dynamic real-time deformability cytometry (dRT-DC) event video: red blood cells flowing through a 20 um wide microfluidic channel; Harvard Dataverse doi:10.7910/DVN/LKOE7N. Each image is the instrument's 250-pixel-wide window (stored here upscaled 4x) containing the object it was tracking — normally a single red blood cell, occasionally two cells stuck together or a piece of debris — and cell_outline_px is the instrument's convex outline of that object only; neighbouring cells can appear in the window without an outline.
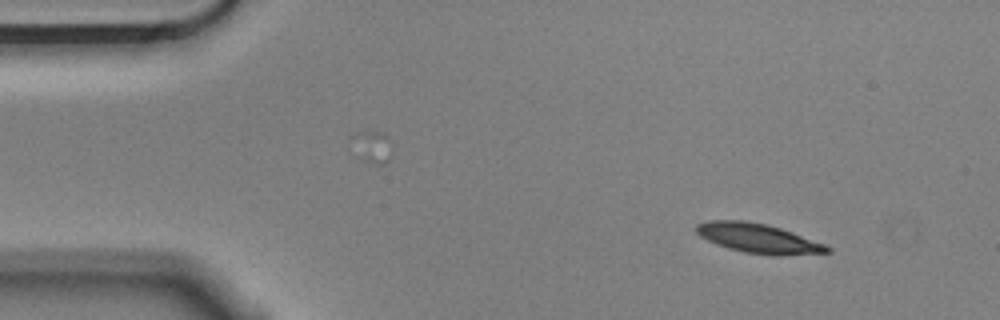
{"species": "Egyptian fruit bat (a non-hibernating species)", "species_latin": "Rousettus aegyptiacus", "temperature_condition": "cold", "stored_images_in_passage": 4, "segment_of_instrument_passage": [1, 2], "camera_frame_rate_fps": 3000, "um_per_image_px": 0.085, "animal": {"sex": "male"}, "frame": {"image": 1, "passage_image": 1, "time_ms": 0.0, "image_size_px": [1000, 320], "cell_outline_px": [[832, 252], [780, 256], [772, 256], [744, 252], [728, 248], [716, 244], [700, 236], [696, 232], [696, 224], [708, 220], [744, 220], [764, 224], [780, 228], [792, 232], [824, 244], [832, 248]], "centroid_in_image_um": [64.45, 20.27], "position_along_channel_um": 20.5, "area_um2": 22.48}}